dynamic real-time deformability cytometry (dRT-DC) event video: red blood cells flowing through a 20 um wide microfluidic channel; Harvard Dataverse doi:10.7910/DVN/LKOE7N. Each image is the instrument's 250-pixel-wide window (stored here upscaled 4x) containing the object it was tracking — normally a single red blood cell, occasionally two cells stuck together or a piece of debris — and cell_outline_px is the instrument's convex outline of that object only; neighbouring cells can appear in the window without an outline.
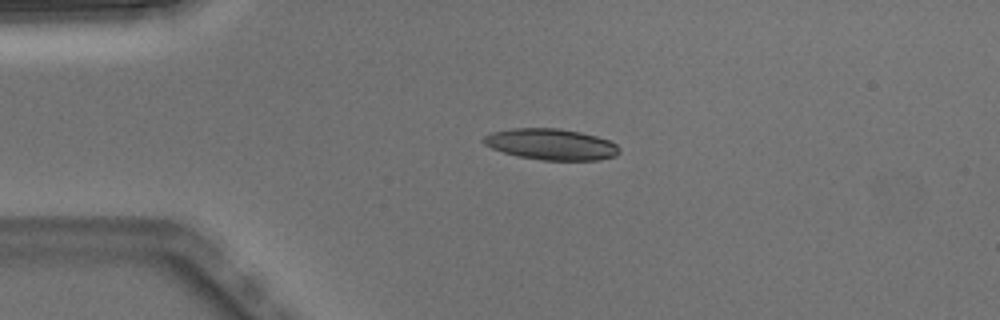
{"species": "Egyptian fruit bat (a non-hibernating species)", "species_latin": "Rousettus aegyptiacus", "temperature_condition": "warm", "stored_images_in_passage": 5, "camera_frame_rate_fps": 3000, "um_per_image_px": 0.085, "animal": {"sex": "male"}, "frame": {"image": 1, "passage_image": 4, "time_ms": 1.0, "image_size_px": [1000, 320], "cell_outline_px": [[620, 152], [616, 156], [600, 160], [544, 160], [516, 156], [492, 148], [484, 144], [480, 140], [484, 136], [492, 132], [512, 128], [560, 128], [580, 132], [596, 136], [608, 140], [616, 144], [620, 148]], "centroid_in_image_um": [46.85, 12.26], "position_along_channel_um": 38.2, "area_um2": 24.74}}